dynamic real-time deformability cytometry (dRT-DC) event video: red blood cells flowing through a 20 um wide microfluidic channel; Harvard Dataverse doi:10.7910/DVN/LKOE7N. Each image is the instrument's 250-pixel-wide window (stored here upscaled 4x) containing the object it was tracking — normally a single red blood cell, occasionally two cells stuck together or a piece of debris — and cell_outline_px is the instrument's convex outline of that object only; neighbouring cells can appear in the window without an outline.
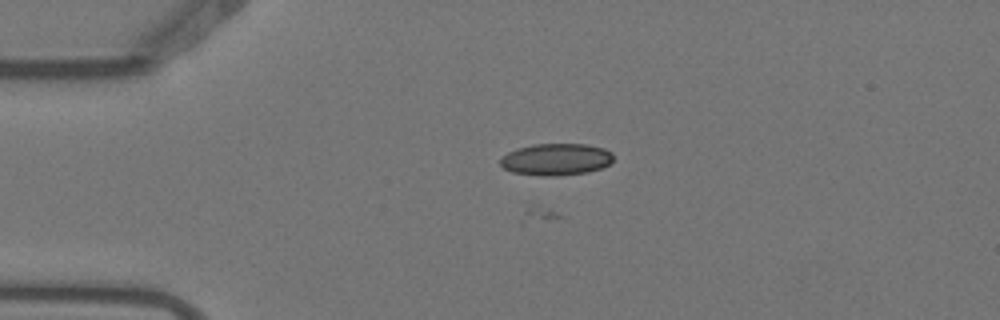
{"species": "Egyptian fruit bat (a non-hibernating species)", "species_latin": "Rousettus aegyptiacus", "temperature_condition": "warm", "stored_images_in_passage": 3, "camera_frame_rate_fps": 3000, "um_per_image_px": 0.085, "animal": {"sex": "female"}, "frame": {"image": 1, "passage_image": 3, "time_ms": 0.667, "image_size_px": [1000, 320], "cell_outline_px": [[612, 160], [608, 164], [600, 168], [588, 172], [556, 176], [544, 176], [512, 172], [504, 168], [500, 164], [500, 160], [508, 152], [516, 148], [532, 144], [588, 144], [604, 148], [612, 152]], "centroid_in_image_um": [47.26, 13.54], "position_along_channel_um": 37.7, "area_um2": 20.98}}